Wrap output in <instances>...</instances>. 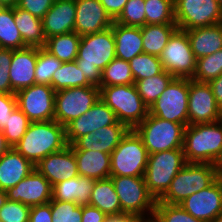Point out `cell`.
Segmentation results:
<instances>
[{"mask_svg": "<svg viewBox=\"0 0 222 222\" xmlns=\"http://www.w3.org/2000/svg\"><path fill=\"white\" fill-rule=\"evenodd\" d=\"M114 58L115 38L112 28L81 36L75 62L91 85L100 86L102 70Z\"/></svg>", "mask_w": 222, "mask_h": 222, "instance_id": "cell-1", "label": "cell"}, {"mask_svg": "<svg viewBox=\"0 0 222 222\" xmlns=\"http://www.w3.org/2000/svg\"><path fill=\"white\" fill-rule=\"evenodd\" d=\"M67 146L66 127L51 120L31 122L26 133L13 148L36 165L49 154Z\"/></svg>", "mask_w": 222, "mask_h": 222, "instance_id": "cell-2", "label": "cell"}, {"mask_svg": "<svg viewBox=\"0 0 222 222\" xmlns=\"http://www.w3.org/2000/svg\"><path fill=\"white\" fill-rule=\"evenodd\" d=\"M183 153L187 163L216 165L222 156V119L186 126Z\"/></svg>", "mask_w": 222, "mask_h": 222, "instance_id": "cell-3", "label": "cell"}, {"mask_svg": "<svg viewBox=\"0 0 222 222\" xmlns=\"http://www.w3.org/2000/svg\"><path fill=\"white\" fill-rule=\"evenodd\" d=\"M100 99L115 113L117 121L135 129L149 114L135 84L99 87Z\"/></svg>", "mask_w": 222, "mask_h": 222, "instance_id": "cell-4", "label": "cell"}, {"mask_svg": "<svg viewBox=\"0 0 222 222\" xmlns=\"http://www.w3.org/2000/svg\"><path fill=\"white\" fill-rule=\"evenodd\" d=\"M217 178L216 165L187 163L176 174L169 189L156 203L180 204L188 196L210 186Z\"/></svg>", "mask_w": 222, "mask_h": 222, "instance_id": "cell-5", "label": "cell"}, {"mask_svg": "<svg viewBox=\"0 0 222 222\" xmlns=\"http://www.w3.org/2000/svg\"><path fill=\"white\" fill-rule=\"evenodd\" d=\"M186 164L183 148L149 154L144 180L156 201L166 193L171 181Z\"/></svg>", "mask_w": 222, "mask_h": 222, "instance_id": "cell-6", "label": "cell"}, {"mask_svg": "<svg viewBox=\"0 0 222 222\" xmlns=\"http://www.w3.org/2000/svg\"><path fill=\"white\" fill-rule=\"evenodd\" d=\"M183 124L167 121L150 113L134 129L149 154L183 148Z\"/></svg>", "mask_w": 222, "mask_h": 222, "instance_id": "cell-7", "label": "cell"}, {"mask_svg": "<svg viewBox=\"0 0 222 222\" xmlns=\"http://www.w3.org/2000/svg\"><path fill=\"white\" fill-rule=\"evenodd\" d=\"M110 156V176H144L149 153L134 129L128 130Z\"/></svg>", "mask_w": 222, "mask_h": 222, "instance_id": "cell-8", "label": "cell"}, {"mask_svg": "<svg viewBox=\"0 0 222 222\" xmlns=\"http://www.w3.org/2000/svg\"><path fill=\"white\" fill-rule=\"evenodd\" d=\"M118 194L121 211L152 220L156 200L149 193L144 176H110Z\"/></svg>", "mask_w": 222, "mask_h": 222, "instance_id": "cell-9", "label": "cell"}, {"mask_svg": "<svg viewBox=\"0 0 222 222\" xmlns=\"http://www.w3.org/2000/svg\"><path fill=\"white\" fill-rule=\"evenodd\" d=\"M100 98L97 86L71 87L55 92L54 120L66 127L85 114Z\"/></svg>", "mask_w": 222, "mask_h": 222, "instance_id": "cell-10", "label": "cell"}, {"mask_svg": "<svg viewBox=\"0 0 222 222\" xmlns=\"http://www.w3.org/2000/svg\"><path fill=\"white\" fill-rule=\"evenodd\" d=\"M189 79L174 78L155 103L149 113L161 119L188 126Z\"/></svg>", "mask_w": 222, "mask_h": 222, "instance_id": "cell-11", "label": "cell"}, {"mask_svg": "<svg viewBox=\"0 0 222 222\" xmlns=\"http://www.w3.org/2000/svg\"><path fill=\"white\" fill-rule=\"evenodd\" d=\"M174 15L178 29L184 31L222 23L218 0H174Z\"/></svg>", "mask_w": 222, "mask_h": 222, "instance_id": "cell-12", "label": "cell"}, {"mask_svg": "<svg viewBox=\"0 0 222 222\" xmlns=\"http://www.w3.org/2000/svg\"><path fill=\"white\" fill-rule=\"evenodd\" d=\"M159 59L163 69L174 78L192 79L196 70V59L186 31L177 29L172 34Z\"/></svg>", "mask_w": 222, "mask_h": 222, "instance_id": "cell-13", "label": "cell"}, {"mask_svg": "<svg viewBox=\"0 0 222 222\" xmlns=\"http://www.w3.org/2000/svg\"><path fill=\"white\" fill-rule=\"evenodd\" d=\"M17 107L31 122L54 120L55 90L47 84H33L18 91Z\"/></svg>", "mask_w": 222, "mask_h": 222, "instance_id": "cell-14", "label": "cell"}, {"mask_svg": "<svg viewBox=\"0 0 222 222\" xmlns=\"http://www.w3.org/2000/svg\"><path fill=\"white\" fill-rule=\"evenodd\" d=\"M222 119L213 91L206 82L189 79L188 125L216 122Z\"/></svg>", "mask_w": 222, "mask_h": 222, "instance_id": "cell-15", "label": "cell"}, {"mask_svg": "<svg viewBox=\"0 0 222 222\" xmlns=\"http://www.w3.org/2000/svg\"><path fill=\"white\" fill-rule=\"evenodd\" d=\"M180 205L193 217L211 222L222 213V178L218 177L207 188L188 196Z\"/></svg>", "mask_w": 222, "mask_h": 222, "instance_id": "cell-16", "label": "cell"}, {"mask_svg": "<svg viewBox=\"0 0 222 222\" xmlns=\"http://www.w3.org/2000/svg\"><path fill=\"white\" fill-rule=\"evenodd\" d=\"M6 192L8 200L30 207L47 204L52 199L50 182L36 168Z\"/></svg>", "mask_w": 222, "mask_h": 222, "instance_id": "cell-17", "label": "cell"}, {"mask_svg": "<svg viewBox=\"0 0 222 222\" xmlns=\"http://www.w3.org/2000/svg\"><path fill=\"white\" fill-rule=\"evenodd\" d=\"M116 122L115 113L99 98L85 114L74 119L66 126L67 143L71 145L78 138Z\"/></svg>", "mask_w": 222, "mask_h": 222, "instance_id": "cell-18", "label": "cell"}, {"mask_svg": "<svg viewBox=\"0 0 222 222\" xmlns=\"http://www.w3.org/2000/svg\"><path fill=\"white\" fill-rule=\"evenodd\" d=\"M74 32L83 36L102 32L112 27L113 20L99 0H75Z\"/></svg>", "mask_w": 222, "mask_h": 222, "instance_id": "cell-19", "label": "cell"}, {"mask_svg": "<svg viewBox=\"0 0 222 222\" xmlns=\"http://www.w3.org/2000/svg\"><path fill=\"white\" fill-rule=\"evenodd\" d=\"M35 168L50 182L51 186L79 176L77 160L70 145L49 154L38 162Z\"/></svg>", "mask_w": 222, "mask_h": 222, "instance_id": "cell-20", "label": "cell"}, {"mask_svg": "<svg viewBox=\"0 0 222 222\" xmlns=\"http://www.w3.org/2000/svg\"><path fill=\"white\" fill-rule=\"evenodd\" d=\"M37 58L38 47L13 50L9 75L13 94L35 84Z\"/></svg>", "mask_w": 222, "mask_h": 222, "instance_id": "cell-21", "label": "cell"}, {"mask_svg": "<svg viewBox=\"0 0 222 222\" xmlns=\"http://www.w3.org/2000/svg\"><path fill=\"white\" fill-rule=\"evenodd\" d=\"M128 130L123 123L117 121L113 125L101 127L94 133H88L78 138L70 146L73 149L94 150L111 154Z\"/></svg>", "mask_w": 222, "mask_h": 222, "instance_id": "cell-22", "label": "cell"}, {"mask_svg": "<svg viewBox=\"0 0 222 222\" xmlns=\"http://www.w3.org/2000/svg\"><path fill=\"white\" fill-rule=\"evenodd\" d=\"M75 16V0H55L42 18L45 38L74 32Z\"/></svg>", "mask_w": 222, "mask_h": 222, "instance_id": "cell-23", "label": "cell"}, {"mask_svg": "<svg viewBox=\"0 0 222 222\" xmlns=\"http://www.w3.org/2000/svg\"><path fill=\"white\" fill-rule=\"evenodd\" d=\"M35 169V165L11 147L0 156V189L7 191Z\"/></svg>", "mask_w": 222, "mask_h": 222, "instance_id": "cell-24", "label": "cell"}, {"mask_svg": "<svg viewBox=\"0 0 222 222\" xmlns=\"http://www.w3.org/2000/svg\"><path fill=\"white\" fill-rule=\"evenodd\" d=\"M95 181L93 178L83 176L63 180L52 186V199L74 202L78 206L89 205Z\"/></svg>", "mask_w": 222, "mask_h": 222, "instance_id": "cell-25", "label": "cell"}, {"mask_svg": "<svg viewBox=\"0 0 222 222\" xmlns=\"http://www.w3.org/2000/svg\"><path fill=\"white\" fill-rule=\"evenodd\" d=\"M111 28L115 38L116 58L129 62L144 52L141 27L125 26L114 21Z\"/></svg>", "mask_w": 222, "mask_h": 222, "instance_id": "cell-26", "label": "cell"}, {"mask_svg": "<svg viewBox=\"0 0 222 222\" xmlns=\"http://www.w3.org/2000/svg\"><path fill=\"white\" fill-rule=\"evenodd\" d=\"M185 31L196 60L222 49V23Z\"/></svg>", "mask_w": 222, "mask_h": 222, "instance_id": "cell-27", "label": "cell"}, {"mask_svg": "<svg viewBox=\"0 0 222 222\" xmlns=\"http://www.w3.org/2000/svg\"><path fill=\"white\" fill-rule=\"evenodd\" d=\"M79 176L95 180L110 178L111 156L94 150L73 149Z\"/></svg>", "mask_w": 222, "mask_h": 222, "instance_id": "cell-28", "label": "cell"}, {"mask_svg": "<svg viewBox=\"0 0 222 222\" xmlns=\"http://www.w3.org/2000/svg\"><path fill=\"white\" fill-rule=\"evenodd\" d=\"M89 205L97 207L107 216L124 214L111 178L95 181Z\"/></svg>", "mask_w": 222, "mask_h": 222, "instance_id": "cell-29", "label": "cell"}, {"mask_svg": "<svg viewBox=\"0 0 222 222\" xmlns=\"http://www.w3.org/2000/svg\"><path fill=\"white\" fill-rule=\"evenodd\" d=\"M14 22L27 47H44L46 38L43 32L42 19L16 6L14 7Z\"/></svg>", "mask_w": 222, "mask_h": 222, "instance_id": "cell-30", "label": "cell"}, {"mask_svg": "<svg viewBox=\"0 0 222 222\" xmlns=\"http://www.w3.org/2000/svg\"><path fill=\"white\" fill-rule=\"evenodd\" d=\"M177 29L176 24H146L141 27L144 53L159 57Z\"/></svg>", "mask_w": 222, "mask_h": 222, "instance_id": "cell-31", "label": "cell"}, {"mask_svg": "<svg viewBox=\"0 0 222 222\" xmlns=\"http://www.w3.org/2000/svg\"><path fill=\"white\" fill-rule=\"evenodd\" d=\"M81 36L76 32L54 35L46 39L44 49L62 63L75 61Z\"/></svg>", "mask_w": 222, "mask_h": 222, "instance_id": "cell-32", "label": "cell"}, {"mask_svg": "<svg viewBox=\"0 0 222 222\" xmlns=\"http://www.w3.org/2000/svg\"><path fill=\"white\" fill-rule=\"evenodd\" d=\"M25 47L14 22V8L0 7V48L16 50Z\"/></svg>", "mask_w": 222, "mask_h": 222, "instance_id": "cell-33", "label": "cell"}, {"mask_svg": "<svg viewBox=\"0 0 222 222\" xmlns=\"http://www.w3.org/2000/svg\"><path fill=\"white\" fill-rule=\"evenodd\" d=\"M91 84L85 79L84 73L75 61L64 62L53 74L51 87L55 92L71 87H85Z\"/></svg>", "mask_w": 222, "mask_h": 222, "instance_id": "cell-34", "label": "cell"}, {"mask_svg": "<svg viewBox=\"0 0 222 222\" xmlns=\"http://www.w3.org/2000/svg\"><path fill=\"white\" fill-rule=\"evenodd\" d=\"M173 79L170 73L163 70L158 75L135 81L134 84L143 102L150 108Z\"/></svg>", "mask_w": 222, "mask_h": 222, "instance_id": "cell-35", "label": "cell"}, {"mask_svg": "<svg viewBox=\"0 0 222 222\" xmlns=\"http://www.w3.org/2000/svg\"><path fill=\"white\" fill-rule=\"evenodd\" d=\"M135 80L132 76L128 61L114 58L103 70L99 87L132 85Z\"/></svg>", "mask_w": 222, "mask_h": 222, "instance_id": "cell-36", "label": "cell"}, {"mask_svg": "<svg viewBox=\"0 0 222 222\" xmlns=\"http://www.w3.org/2000/svg\"><path fill=\"white\" fill-rule=\"evenodd\" d=\"M146 24H176L174 0H145Z\"/></svg>", "mask_w": 222, "mask_h": 222, "instance_id": "cell-37", "label": "cell"}, {"mask_svg": "<svg viewBox=\"0 0 222 222\" xmlns=\"http://www.w3.org/2000/svg\"><path fill=\"white\" fill-rule=\"evenodd\" d=\"M129 65L135 81L158 75L164 70L158 56L144 52L131 59Z\"/></svg>", "mask_w": 222, "mask_h": 222, "instance_id": "cell-38", "label": "cell"}, {"mask_svg": "<svg viewBox=\"0 0 222 222\" xmlns=\"http://www.w3.org/2000/svg\"><path fill=\"white\" fill-rule=\"evenodd\" d=\"M222 74V49L196 60V70L192 80L206 82Z\"/></svg>", "mask_w": 222, "mask_h": 222, "instance_id": "cell-39", "label": "cell"}, {"mask_svg": "<svg viewBox=\"0 0 222 222\" xmlns=\"http://www.w3.org/2000/svg\"><path fill=\"white\" fill-rule=\"evenodd\" d=\"M62 62L43 47H38V58L35 67V84L51 86L53 74L60 68Z\"/></svg>", "mask_w": 222, "mask_h": 222, "instance_id": "cell-40", "label": "cell"}, {"mask_svg": "<svg viewBox=\"0 0 222 222\" xmlns=\"http://www.w3.org/2000/svg\"><path fill=\"white\" fill-rule=\"evenodd\" d=\"M151 222H204L185 211L180 204L156 203Z\"/></svg>", "mask_w": 222, "mask_h": 222, "instance_id": "cell-41", "label": "cell"}, {"mask_svg": "<svg viewBox=\"0 0 222 222\" xmlns=\"http://www.w3.org/2000/svg\"><path fill=\"white\" fill-rule=\"evenodd\" d=\"M31 121L16 107L2 129L7 143L13 147L26 133Z\"/></svg>", "mask_w": 222, "mask_h": 222, "instance_id": "cell-42", "label": "cell"}, {"mask_svg": "<svg viewBox=\"0 0 222 222\" xmlns=\"http://www.w3.org/2000/svg\"><path fill=\"white\" fill-rule=\"evenodd\" d=\"M115 22L133 27L146 25L145 0H128Z\"/></svg>", "mask_w": 222, "mask_h": 222, "instance_id": "cell-43", "label": "cell"}, {"mask_svg": "<svg viewBox=\"0 0 222 222\" xmlns=\"http://www.w3.org/2000/svg\"><path fill=\"white\" fill-rule=\"evenodd\" d=\"M52 222H81L82 206L51 199Z\"/></svg>", "mask_w": 222, "mask_h": 222, "instance_id": "cell-44", "label": "cell"}, {"mask_svg": "<svg viewBox=\"0 0 222 222\" xmlns=\"http://www.w3.org/2000/svg\"><path fill=\"white\" fill-rule=\"evenodd\" d=\"M30 206L21 202L8 200L0 208V220L2 222H29Z\"/></svg>", "mask_w": 222, "mask_h": 222, "instance_id": "cell-45", "label": "cell"}, {"mask_svg": "<svg viewBox=\"0 0 222 222\" xmlns=\"http://www.w3.org/2000/svg\"><path fill=\"white\" fill-rule=\"evenodd\" d=\"M13 49L0 48V93L13 94L10 85V66Z\"/></svg>", "mask_w": 222, "mask_h": 222, "instance_id": "cell-46", "label": "cell"}, {"mask_svg": "<svg viewBox=\"0 0 222 222\" xmlns=\"http://www.w3.org/2000/svg\"><path fill=\"white\" fill-rule=\"evenodd\" d=\"M54 3L55 0H19L17 7L42 19Z\"/></svg>", "mask_w": 222, "mask_h": 222, "instance_id": "cell-47", "label": "cell"}, {"mask_svg": "<svg viewBox=\"0 0 222 222\" xmlns=\"http://www.w3.org/2000/svg\"><path fill=\"white\" fill-rule=\"evenodd\" d=\"M17 107L16 94L0 93V129L5 127V123L11 116V113Z\"/></svg>", "mask_w": 222, "mask_h": 222, "instance_id": "cell-48", "label": "cell"}, {"mask_svg": "<svg viewBox=\"0 0 222 222\" xmlns=\"http://www.w3.org/2000/svg\"><path fill=\"white\" fill-rule=\"evenodd\" d=\"M29 222H52L51 201L47 204L31 207Z\"/></svg>", "mask_w": 222, "mask_h": 222, "instance_id": "cell-49", "label": "cell"}, {"mask_svg": "<svg viewBox=\"0 0 222 222\" xmlns=\"http://www.w3.org/2000/svg\"><path fill=\"white\" fill-rule=\"evenodd\" d=\"M107 217L97 207L91 205L82 206L81 222H106Z\"/></svg>", "mask_w": 222, "mask_h": 222, "instance_id": "cell-50", "label": "cell"}, {"mask_svg": "<svg viewBox=\"0 0 222 222\" xmlns=\"http://www.w3.org/2000/svg\"><path fill=\"white\" fill-rule=\"evenodd\" d=\"M107 14L115 21L122 13L128 0H99Z\"/></svg>", "mask_w": 222, "mask_h": 222, "instance_id": "cell-51", "label": "cell"}, {"mask_svg": "<svg viewBox=\"0 0 222 222\" xmlns=\"http://www.w3.org/2000/svg\"><path fill=\"white\" fill-rule=\"evenodd\" d=\"M215 97L218 108L222 111V74L208 82Z\"/></svg>", "mask_w": 222, "mask_h": 222, "instance_id": "cell-52", "label": "cell"}, {"mask_svg": "<svg viewBox=\"0 0 222 222\" xmlns=\"http://www.w3.org/2000/svg\"><path fill=\"white\" fill-rule=\"evenodd\" d=\"M106 222H151V221L137 215L121 214L116 216H108Z\"/></svg>", "mask_w": 222, "mask_h": 222, "instance_id": "cell-53", "label": "cell"}, {"mask_svg": "<svg viewBox=\"0 0 222 222\" xmlns=\"http://www.w3.org/2000/svg\"><path fill=\"white\" fill-rule=\"evenodd\" d=\"M11 146L7 143L3 131L0 129V156L5 154Z\"/></svg>", "mask_w": 222, "mask_h": 222, "instance_id": "cell-54", "label": "cell"}, {"mask_svg": "<svg viewBox=\"0 0 222 222\" xmlns=\"http://www.w3.org/2000/svg\"><path fill=\"white\" fill-rule=\"evenodd\" d=\"M19 0H0V7L14 8L18 5Z\"/></svg>", "mask_w": 222, "mask_h": 222, "instance_id": "cell-55", "label": "cell"}, {"mask_svg": "<svg viewBox=\"0 0 222 222\" xmlns=\"http://www.w3.org/2000/svg\"><path fill=\"white\" fill-rule=\"evenodd\" d=\"M7 199V192L0 189V208L6 203Z\"/></svg>", "mask_w": 222, "mask_h": 222, "instance_id": "cell-56", "label": "cell"}, {"mask_svg": "<svg viewBox=\"0 0 222 222\" xmlns=\"http://www.w3.org/2000/svg\"><path fill=\"white\" fill-rule=\"evenodd\" d=\"M216 169H217L218 177L222 178V156L216 163Z\"/></svg>", "mask_w": 222, "mask_h": 222, "instance_id": "cell-57", "label": "cell"}, {"mask_svg": "<svg viewBox=\"0 0 222 222\" xmlns=\"http://www.w3.org/2000/svg\"><path fill=\"white\" fill-rule=\"evenodd\" d=\"M211 222H222V213L216 216Z\"/></svg>", "mask_w": 222, "mask_h": 222, "instance_id": "cell-58", "label": "cell"}, {"mask_svg": "<svg viewBox=\"0 0 222 222\" xmlns=\"http://www.w3.org/2000/svg\"><path fill=\"white\" fill-rule=\"evenodd\" d=\"M218 3H219V5H220V7L222 9V0H218Z\"/></svg>", "mask_w": 222, "mask_h": 222, "instance_id": "cell-59", "label": "cell"}]
</instances>
